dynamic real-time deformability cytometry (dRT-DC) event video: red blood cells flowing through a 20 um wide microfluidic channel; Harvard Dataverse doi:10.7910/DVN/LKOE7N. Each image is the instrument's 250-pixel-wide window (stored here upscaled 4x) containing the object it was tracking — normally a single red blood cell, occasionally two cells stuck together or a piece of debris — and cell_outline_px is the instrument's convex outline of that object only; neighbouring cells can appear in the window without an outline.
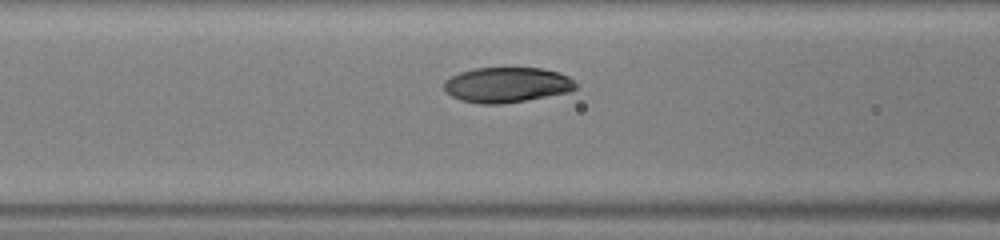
{"species": "human", "species_latin": "Homo sapiens", "temperature_condition": "warm", "stored_images_in_passage": 16, "camera_frame_rate_fps": 3000, "um_per_image_px": 0.085, "donor": {"sex": "male"}, "frame": {"image": 1, "passage_image": 14, "time_ms": 4.333, "image_size_px": [1000, 240], "cell_outline_px": [[576, 88], [568, 92], [524, 100], [500, 104], [480, 104], [460, 100], [452, 96], [444, 88], [444, 80], [460, 72], [476, 68], [544, 68], [560, 72], [568, 76], [576, 84]], "centroid_in_image_um": [43.08, 7.2], "position_along_channel_um": 123.5, "area_um2": 26.88}}